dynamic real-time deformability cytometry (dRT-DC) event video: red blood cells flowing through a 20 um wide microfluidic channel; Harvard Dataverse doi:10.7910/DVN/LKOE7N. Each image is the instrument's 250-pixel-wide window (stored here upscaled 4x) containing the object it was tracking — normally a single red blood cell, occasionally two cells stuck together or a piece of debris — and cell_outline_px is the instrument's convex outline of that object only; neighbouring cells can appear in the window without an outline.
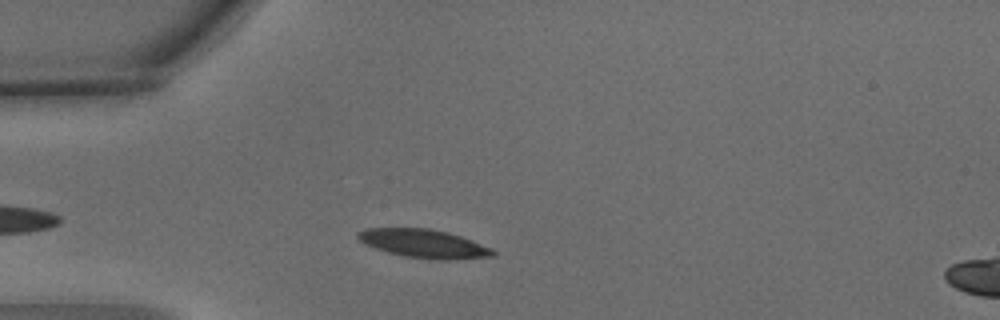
{"species": "common noctule bat (a hibernating species)", "species_latin": "Nyctalus noctula", "temperature_condition": "warm", "stored_images_in_passage": 3, "camera_frame_rate_fps": 3000, "um_per_image_px": 0.085, "animal": {"sex": "male", "body_mass_g": 15.6}, "frame": {"image": 1, "passage_image": 3, "time_ms": 0.667, "image_size_px": [1000, 320], "cell_outline_px": [[496, 256], [448, 260], [432, 260], [404, 256], [388, 252], [364, 244], [356, 236], [356, 232], [364, 228], [428, 228], [448, 232], [472, 240], [492, 248], [496, 252]], "centroid_in_image_um": [36.03, 20.71], "position_along_channel_um": 49.0, "area_um2": 22.6}}